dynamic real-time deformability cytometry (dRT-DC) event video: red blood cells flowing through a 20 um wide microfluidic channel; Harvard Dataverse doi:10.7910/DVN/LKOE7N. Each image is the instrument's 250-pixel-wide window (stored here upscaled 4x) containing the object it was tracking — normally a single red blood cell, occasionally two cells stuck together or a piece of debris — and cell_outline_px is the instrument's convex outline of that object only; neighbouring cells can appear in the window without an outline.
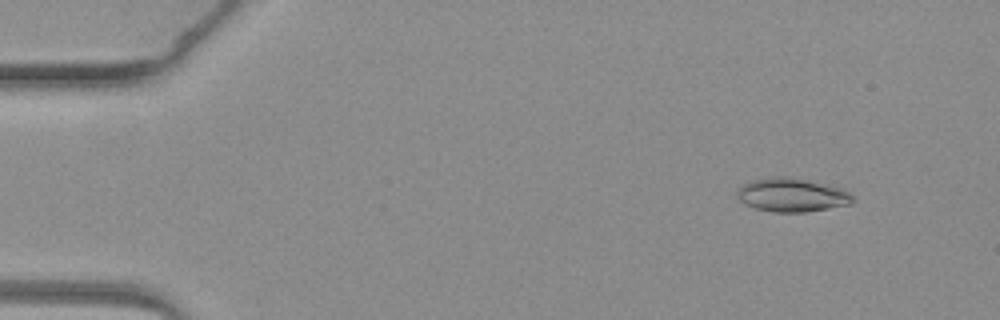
{"species": "common noctule bat (a hibernating species)", "species_latin": "Nyctalus noctula", "temperature_condition": "warm", "stored_images_in_passage": 5, "camera_frame_rate_fps": 3000, "um_per_image_px": 0.085, "animal": {"sex": "female", "body_mass_g": 19.3, "forearm_length_mm": 54.1}, "frame": {"image": 1, "passage_image": 2, "time_ms": 1.333, "image_size_px": [1000, 320], "cell_outline_px": [[856, 200], [852, 204], [808, 212], [772, 212], [756, 208], [744, 204], [736, 196], [736, 192], [744, 184], [752, 180], [772, 176], [788, 176], [828, 184], [844, 188]], "centroid_in_image_um": [67.35, 16.57], "position_along_channel_um": 17.7, "area_um2": 23.0}}
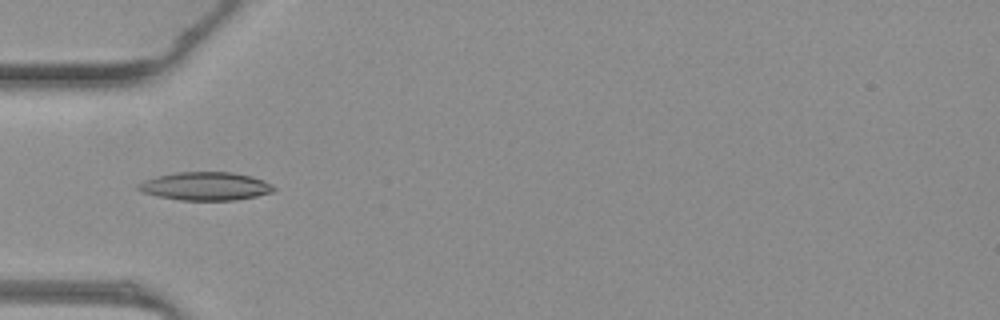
{"frame": {"image": 2, "passage_image": 5, "time_ms": 5.0, "image_size_px": [1000, 320], "cell_outline_px": [[276, 188], [272, 192], [256, 196], [236, 200], [180, 200], [156, 196], [140, 192], [136, 188], [136, 184], [144, 180], [156, 176], [176, 172], [232, 172], [252, 176], [264, 180], [272, 184]], "centroid_in_image_um": [17.43, 15.82], "position_along_channel_um": 67.6, "area_um2": 22.54}}